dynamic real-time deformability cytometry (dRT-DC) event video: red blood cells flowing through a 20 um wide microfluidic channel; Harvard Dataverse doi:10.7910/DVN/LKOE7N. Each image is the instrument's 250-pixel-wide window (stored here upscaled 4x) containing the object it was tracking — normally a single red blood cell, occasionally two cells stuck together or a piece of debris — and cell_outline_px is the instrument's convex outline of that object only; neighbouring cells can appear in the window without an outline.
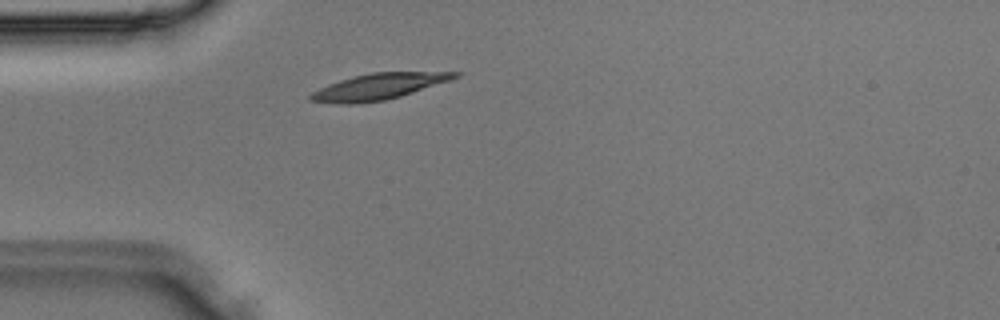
{"species": "Egyptian fruit bat (a non-hibernating species)", "species_latin": "Rousettus aegyptiacus", "temperature_condition": "room temperature", "stored_images_in_passage": 2, "camera_frame_rate_fps": 3000, "um_per_image_px": 0.085, "animal": {"sex": "male"}, "frame": {"image": 1, "passage_image": 2, "time_ms": 0.333, "image_size_px": [1000, 320], "cell_outline_px": [[464, 72], [460, 76], [400, 96], [384, 100], [348, 104], [340, 104], [308, 100], [308, 96], [312, 92], [328, 84], [352, 76], [372, 72]], "centroid_in_image_um": [32.13, 7.35], "position_along_channel_um": 52.9, "area_um2": 21.56}}